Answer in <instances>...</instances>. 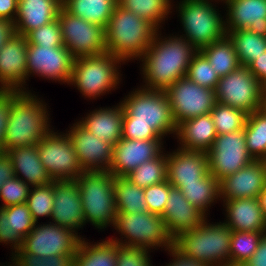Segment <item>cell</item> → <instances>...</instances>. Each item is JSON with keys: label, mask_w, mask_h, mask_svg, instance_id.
<instances>
[{"label": "cell", "mask_w": 266, "mask_h": 266, "mask_svg": "<svg viewBox=\"0 0 266 266\" xmlns=\"http://www.w3.org/2000/svg\"><path fill=\"white\" fill-rule=\"evenodd\" d=\"M123 107V139L162 140L175 133L177 124L165 91L142 88L121 102Z\"/></svg>", "instance_id": "6da1fadb"}, {"label": "cell", "mask_w": 266, "mask_h": 266, "mask_svg": "<svg viewBox=\"0 0 266 266\" xmlns=\"http://www.w3.org/2000/svg\"><path fill=\"white\" fill-rule=\"evenodd\" d=\"M159 37L157 32L140 60L143 62L144 88L165 91L187 75L189 64L198 51L185 38Z\"/></svg>", "instance_id": "7a4b0ae2"}, {"label": "cell", "mask_w": 266, "mask_h": 266, "mask_svg": "<svg viewBox=\"0 0 266 266\" xmlns=\"http://www.w3.org/2000/svg\"><path fill=\"white\" fill-rule=\"evenodd\" d=\"M36 95L17 91L11 97V108L3 142V152L12 148L37 145L52 129L48 124L49 114ZM48 114V115H47Z\"/></svg>", "instance_id": "3957f363"}, {"label": "cell", "mask_w": 266, "mask_h": 266, "mask_svg": "<svg viewBox=\"0 0 266 266\" xmlns=\"http://www.w3.org/2000/svg\"><path fill=\"white\" fill-rule=\"evenodd\" d=\"M158 29L149 21L119 5L105 28L106 53L121 61L141 58L155 38Z\"/></svg>", "instance_id": "277c9868"}, {"label": "cell", "mask_w": 266, "mask_h": 266, "mask_svg": "<svg viewBox=\"0 0 266 266\" xmlns=\"http://www.w3.org/2000/svg\"><path fill=\"white\" fill-rule=\"evenodd\" d=\"M231 236L232 229L225 222L210 224L205 218L200 226L176 236L173 246L206 266H228Z\"/></svg>", "instance_id": "5b68a950"}, {"label": "cell", "mask_w": 266, "mask_h": 266, "mask_svg": "<svg viewBox=\"0 0 266 266\" xmlns=\"http://www.w3.org/2000/svg\"><path fill=\"white\" fill-rule=\"evenodd\" d=\"M85 222L98 229L112 224L114 227L117 210L115 207V177L109 171H84L77 179Z\"/></svg>", "instance_id": "8992f818"}, {"label": "cell", "mask_w": 266, "mask_h": 266, "mask_svg": "<svg viewBox=\"0 0 266 266\" xmlns=\"http://www.w3.org/2000/svg\"><path fill=\"white\" fill-rule=\"evenodd\" d=\"M209 0H182L179 15L186 35L183 37L200 51L227 35L225 21Z\"/></svg>", "instance_id": "52a82bcc"}, {"label": "cell", "mask_w": 266, "mask_h": 266, "mask_svg": "<svg viewBox=\"0 0 266 266\" xmlns=\"http://www.w3.org/2000/svg\"><path fill=\"white\" fill-rule=\"evenodd\" d=\"M121 62L110 53L75 58L70 84L90 99L103 95L119 84L117 65Z\"/></svg>", "instance_id": "ba28073f"}, {"label": "cell", "mask_w": 266, "mask_h": 266, "mask_svg": "<svg viewBox=\"0 0 266 266\" xmlns=\"http://www.w3.org/2000/svg\"><path fill=\"white\" fill-rule=\"evenodd\" d=\"M114 227L126 238V242L117 237L116 240L110 239L120 245L150 250L160 246L167 250L173 246V238L167 232L163 218L148 211L134 214L117 213Z\"/></svg>", "instance_id": "9c48e42d"}, {"label": "cell", "mask_w": 266, "mask_h": 266, "mask_svg": "<svg viewBox=\"0 0 266 266\" xmlns=\"http://www.w3.org/2000/svg\"><path fill=\"white\" fill-rule=\"evenodd\" d=\"M215 95L217 102L247 114L266 106L265 87L246 66L240 65L235 71L221 77Z\"/></svg>", "instance_id": "30bf717a"}, {"label": "cell", "mask_w": 266, "mask_h": 266, "mask_svg": "<svg viewBox=\"0 0 266 266\" xmlns=\"http://www.w3.org/2000/svg\"><path fill=\"white\" fill-rule=\"evenodd\" d=\"M57 18L61 25L62 42L74 59L106 53L105 27L78 18L63 6Z\"/></svg>", "instance_id": "8fae6325"}, {"label": "cell", "mask_w": 266, "mask_h": 266, "mask_svg": "<svg viewBox=\"0 0 266 266\" xmlns=\"http://www.w3.org/2000/svg\"><path fill=\"white\" fill-rule=\"evenodd\" d=\"M59 134L51 130L36 145L41 163L53 181L76 180L84 170L68 134Z\"/></svg>", "instance_id": "7c38bea8"}, {"label": "cell", "mask_w": 266, "mask_h": 266, "mask_svg": "<svg viewBox=\"0 0 266 266\" xmlns=\"http://www.w3.org/2000/svg\"><path fill=\"white\" fill-rule=\"evenodd\" d=\"M165 92L177 126L188 119L210 113L217 102L215 90L200 86L186 76L175 81Z\"/></svg>", "instance_id": "4fadbf2b"}, {"label": "cell", "mask_w": 266, "mask_h": 266, "mask_svg": "<svg viewBox=\"0 0 266 266\" xmlns=\"http://www.w3.org/2000/svg\"><path fill=\"white\" fill-rule=\"evenodd\" d=\"M207 154L209 173L218 181L254 160L247 150L244 129L217 135Z\"/></svg>", "instance_id": "5bb4252c"}, {"label": "cell", "mask_w": 266, "mask_h": 266, "mask_svg": "<svg viewBox=\"0 0 266 266\" xmlns=\"http://www.w3.org/2000/svg\"><path fill=\"white\" fill-rule=\"evenodd\" d=\"M80 235L73 230L54 224L36 225L23 239L21 250L39 257L76 254Z\"/></svg>", "instance_id": "9a60e30c"}, {"label": "cell", "mask_w": 266, "mask_h": 266, "mask_svg": "<svg viewBox=\"0 0 266 266\" xmlns=\"http://www.w3.org/2000/svg\"><path fill=\"white\" fill-rule=\"evenodd\" d=\"M27 79L33 73L46 79L70 83L73 61L65 46L27 45Z\"/></svg>", "instance_id": "2e32d148"}, {"label": "cell", "mask_w": 266, "mask_h": 266, "mask_svg": "<svg viewBox=\"0 0 266 266\" xmlns=\"http://www.w3.org/2000/svg\"><path fill=\"white\" fill-rule=\"evenodd\" d=\"M68 131L79 164L84 171H109L113 145L94 136L79 122Z\"/></svg>", "instance_id": "e0dca14e"}, {"label": "cell", "mask_w": 266, "mask_h": 266, "mask_svg": "<svg viewBox=\"0 0 266 266\" xmlns=\"http://www.w3.org/2000/svg\"><path fill=\"white\" fill-rule=\"evenodd\" d=\"M162 140H131L121 138L113 146L109 172L125 177L142 163L158 157L163 151Z\"/></svg>", "instance_id": "ac0fdd59"}, {"label": "cell", "mask_w": 266, "mask_h": 266, "mask_svg": "<svg viewBox=\"0 0 266 266\" xmlns=\"http://www.w3.org/2000/svg\"><path fill=\"white\" fill-rule=\"evenodd\" d=\"M27 45L26 36L15 34L0 49V90H25Z\"/></svg>", "instance_id": "d6986e66"}, {"label": "cell", "mask_w": 266, "mask_h": 266, "mask_svg": "<svg viewBox=\"0 0 266 266\" xmlns=\"http://www.w3.org/2000/svg\"><path fill=\"white\" fill-rule=\"evenodd\" d=\"M266 185L265 160H253L237 172L219 181V198H258Z\"/></svg>", "instance_id": "ffe728a7"}, {"label": "cell", "mask_w": 266, "mask_h": 266, "mask_svg": "<svg viewBox=\"0 0 266 266\" xmlns=\"http://www.w3.org/2000/svg\"><path fill=\"white\" fill-rule=\"evenodd\" d=\"M54 201L52 221L74 232L86 222L82 210L79 185L76 180L53 181Z\"/></svg>", "instance_id": "44dd1931"}, {"label": "cell", "mask_w": 266, "mask_h": 266, "mask_svg": "<svg viewBox=\"0 0 266 266\" xmlns=\"http://www.w3.org/2000/svg\"><path fill=\"white\" fill-rule=\"evenodd\" d=\"M167 181L175 188L182 183H198L208 173V154L202 151L186 150L166 154Z\"/></svg>", "instance_id": "7402d4cb"}, {"label": "cell", "mask_w": 266, "mask_h": 266, "mask_svg": "<svg viewBox=\"0 0 266 266\" xmlns=\"http://www.w3.org/2000/svg\"><path fill=\"white\" fill-rule=\"evenodd\" d=\"M206 216L184 197L180 189L172 187L161 217L174 239L181 232L200 226Z\"/></svg>", "instance_id": "603a6c76"}, {"label": "cell", "mask_w": 266, "mask_h": 266, "mask_svg": "<svg viewBox=\"0 0 266 266\" xmlns=\"http://www.w3.org/2000/svg\"><path fill=\"white\" fill-rule=\"evenodd\" d=\"M226 32L248 29L266 37V0H229Z\"/></svg>", "instance_id": "cb8c5ba5"}, {"label": "cell", "mask_w": 266, "mask_h": 266, "mask_svg": "<svg viewBox=\"0 0 266 266\" xmlns=\"http://www.w3.org/2000/svg\"><path fill=\"white\" fill-rule=\"evenodd\" d=\"M62 0H18L14 20L16 34L26 36L30 31L57 19Z\"/></svg>", "instance_id": "d4e9b609"}, {"label": "cell", "mask_w": 266, "mask_h": 266, "mask_svg": "<svg viewBox=\"0 0 266 266\" xmlns=\"http://www.w3.org/2000/svg\"><path fill=\"white\" fill-rule=\"evenodd\" d=\"M227 212L225 222L232 231L266 232V216L258 198L223 200Z\"/></svg>", "instance_id": "484cf974"}, {"label": "cell", "mask_w": 266, "mask_h": 266, "mask_svg": "<svg viewBox=\"0 0 266 266\" xmlns=\"http://www.w3.org/2000/svg\"><path fill=\"white\" fill-rule=\"evenodd\" d=\"M177 138L181 148L207 153L217 137L211 114L188 119L177 126Z\"/></svg>", "instance_id": "4316f807"}, {"label": "cell", "mask_w": 266, "mask_h": 266, "mask_svg": "<svg viewBox=\"0 0 266 266\" xmlns=\"http://www.w3.org/2000/svg\"><path fill=\"white\" fill-rule=\"evenodd\" d=\"M79 123L100 140L111 143L113 146L122 138L123 107L101 108L89 113Z\"/></svg>", "instance_id": "83f0119b"}, {"label": "cell", "mask_w": 266, "mask_h": 266, "mask_svg": "<svg viewBox=\"0 0 266 266\" xmlns=\"http://www.w3.org/2000/svg\"><path fill=\"white\" fill-rule=\"evenodd\" d=\"M13 163L14 174L29 186L37 187L49 185L52 179L41 163L36 145L12 148L7 151ZM20 173V174H19Z\"/></svg>", "instance_id": "f1b7e54d"}, {"label": "cell", "mask_w": 266, "mask_h": 266, "mask_svg": "<svg viewBox=\"0 0 266 266\" xmlns=\"http://www.w3.org/2000/svg\"><path fill=\"white\" fill-rule=\"evenodd\" d=\"M81 238L76 254L73 258V266H116L117 243L103 240L98 244H90Z\"/></svg>", "instance_id": "f546056e"}, {"label": "cell", "mask_w": 266, "mask_h": 266, "mask_svg": "<svg viewBox=\"0 0 266 266\" xmlns=\"http://www.w3.org/2000/svg\"><path fill=\"white\" fill-rule=\"evenodd\" d=\"M116 5L117 0H62L69 13L105 28Z\"/></svg>", "instance_id": "4dcf8cb0"}, {"label": "cell", "mask_w": 266, "mask_h": 266, "mask_svg": "<svg viewBox=\"0 0 266 266\" xmlns=\"http://www.w3.org/2000/svg\"><path fill=\"white\" fill-rule=\"evenodd\" d=\"M200 52L208 59L220 78L240 66L234 44L228 35L202 48Z\"/></svg>", "instance_id": "1f68e13d"}, {"label": "cell", "mask_w": 266, "mask_h": 266, "mask_svg": "<svg viewBox=\"0 0 266 266\" xmlns=\"http://www.w3.org/2000/svg\"><path fill=\"white\" fill-rule=\"evenodd\" d=\"M244 134L248 153L254 160L266 159V106L247 115Z\"/></svg>", "instance_id": "d6a6232c"}, {"label": "cell", "mask_w": 266, "mask_h": 266, "mask_svg": "<svg viewBox=\"0 0 266 266\" xmlns=\"http://www.w3.org/2000/svg\"><path fill=\"white\" fill-rule=\"evenodd\" d=\"M115 207L117 213L147 212L143 188L131 183L125 177H115Z\"/></svg>", "instance_id": "836d02e7"}, {"label": "cell", "mask_w": 266, "mask_h": 266, "mask_svg": "<svg viewBox=\"0 0 266 266\" xmlns=\"http://www.w3.org/2000/svg\"><path fill=\"white\" fill-rule=\"evenodd\" d=\"M178 189L204 215L210 204L219 199V181L211 173L198 183H182Z\"/></svg>", "instance_id": "e575fe53"}, {"label": "cell", "mask_w": 266, "mask_h": 266, "mask_svg": "<svg viewBox=\"0 0 266 266\" xmlns=\"http://www.w3.org/2000/svg\"><path fill=\"white\" fill-rule=\"evenodd\" d=\"M227 35L234 44L238 62L241 66L247 67L257 57L266 52V37L248 29L229 31Z\"/></svg>", "instance_id": "d590c367"}, {"label": "cell", "mask_w": 266, "mask_h": 266, "mask_svg": "<svg viewBox=\"0 0 266 266\" xmlns=\"http://www.w3.org/2000/svg\"><path fill=\"white\" fill-rule=\"evenodd\" d=\"M117 5L149 21L158 30L172 8L170 0H117Z\"/></svg>", "instance_id": "8d00e7d4"}, {"label": "cell", "mask_w": 266, "mask_h": 266, "mask_svg": "<svg viewBox=\"0 0 266 266\" xmlns=\"http://www.w3.org/2000/svg\"><path fill=\"white\" fill-rule=\"evenodd\" d=\"M131 183L141 188L167 180V160L163 152L156 158L146 161L125 176Z\"/></svg>", "instance_id": "74e56055"}, {"label": "cell", "mask_w": 266, "mask_h": 266, "mask_svg": "<svg viewBox=\"0 0 266 266\" xmlns=\"http://www.w3.org/2000/svg\"><path fill=\"white\" fill-rule=\"evenodd\" d=\"M217 135L244 129L247 113L229 105L216 102L210 111Z\"/></svg>", "instance_id": "f35d334b"}, {"label": "cell", "mask_w": 266, "mask_h": 266, "mask_svg": "<svg viewBox=\"0 0 266 266\" xmlns=\"http://www.w3.org/2000/svg\"><path fill=\"white\" fill-rule=\"evenodd\" d=\"M266 232L232 231L230 242V264L247 262L257 250Z\"/></svg>", "instance_id": "ab89813d"}, {"label": "cell", "mask_w": 266, "mask_h": 266, "mask_svg": "<svg viewBox=\"0 0 266 266\" xmlns=\"http://www.w3.org/2000/svg\"><path fill=\"white\" fill-rule=\"evenodd\" d=\"M9 218L10 235L22 246L23 239L31 232L36 222L26 203L2 208Z\"/></svg>", "instance_id": "60d3db41"}, {"label": "cell", "mask_w": 266, "mask_h": 266, "mask_svg": "<svg viewBox=\"0 0 266 266\" xmlns=\"http://www.w3.org/2000/svg\"><path fill=\"white\" fill-rule=\"evenodd\" d=\"M33 188L34 190L30 189L26 204L37 224L40 217H51L54 201L53 181L49 185Z\"/></svg>", "instance_id": "b9f144b4"}, {"label": "cell", "mask_w": 266, "mask_h": 266, "mask_svg": "<svg viewBox=\"0 0 266 266\" xmlns=\"http://www.w3.org/2000/svg\"><path fill=\"white\" fill-rule=\"evenodd\" d=\"M186 77L192 82L212 90L216 89L220 79L208 59L200 51L193 56Z\"/></svg>", "instance_id": "7bdbcfd3"}, {"label": "cell", "mask_w": 266, "mask_h": 266, "mask_svg": "<svg viewBox=\"0 0 266 266\" xmlns=\"http://www.w3.org/2000/svg\"><path fill=\"white\" fill-rule=\"evenodd\" d=\"M12 254L13 264H9V266H73L75 255L64 254L39 257L32 253H24L21 249Z\"/></svg>", "instance_id": "ee69618b"}, {"label": "cell", "mask_w": 266, "mask_h": 266, "mask_svg": "<svg viewBox=\"0 0 266 266\" xmlns=\"http://www.w3.org/2000/svg\"><path fill=\"white\" fill-rule=\"evenodd\" d=\"M26 38L28 45L64 46L58 18L47 25L30 31Z\"/></svg>", "instance_id": "f6af8a7d"}, {"label": "cell", "mask_w": 266, "mask_h": 266, "mask_svg": "<svg viewBox=\"0 0 266 266\" xmlns=\"http://www.w3.org/2000/svg\"><path fill=\"white\" fill-rule=\"evenodd\" d=\"M30 187L20 178L14 176L8 179L0 188V198L3 201L2 207L26 203L29 196Z\"/></svg>", "instance_id": "bcb514c9"}, {"label": "cell", "mask_w": 266, "mask_h": 266, "mask_svg": "<svg viewBox=\"0 0 266 266\" xmlns=\"http://www.w3.org/2000/svg\"><path fill=\"white\" fill-rule=\"evenodd\" d=\"M172 187L166 180L143 188L148 212L162 216Z\"/></svg>", "instance_id": "7dc6e473"}, {"label": "cell", "mask_w": 266, "mask_h": 266, "mask_svg": "<svg viewBox=\"0 0 266 266\" xmlns=\"http://www.w3.org/2000/svg\"><path fill=\"white\" fill-rule=\"evenodd\" d=\"M148 249L117 244L116 266H151Z\"/></svg>", "instance_id": "c3c4849f"}, {"label": "cell", "mask_w": 266, "mask_h": 266, "mask_svg": "<svg viewBox=\"0 0 266 266\" xmlns=\"http://www.w3.org/2000/svg\"><path fill=\"white\" fill-rule=\"evenodd\" d=\"M16 92V90H0V150L2 152L6 125L10 115L11 97Z\"/></svg>", "instance_id": "681fc988"}, {"label": "cell", "mask_w": 266, "mask_h": 266, "mask_svg": "<svg viewBox=\"0 0 266 266\" xmlns=\"http://www.w3.org/2000/svg\"><path fill=\"white\" fill-rule=\"evenodd\" d=\"M0 242L13 245L14 252L21 249V245L10 235L9 218L6 212L0 208Z\"/></svg>", "instance_id": "f907efd6"}, {"label": "cell", "mask_w": 266, "mask_h": 266, "mask_svg": "<svg viewBox=\"0 0 266 266\" xmlns=\"http://www.w3.org/2000/svg\"><path fill=\"white\" fill-rule=\"evenodd\" d=\"M247 67L256 79L266 87V52L257 57Z\"/></svg>", "instance_id": "816d5d0a"}, {"label": "cell", "mask_w": 266, "mask_h": 266, "mask_svg": "<svg viewBox=\"0 0 266 266\" xmlns=\"http://www.w3.org/2000/svg\"><path fill=\"white\" fill-rule=\"evenodd\" d=\"M15 176L11 157L7 152L0 151V188Z\"/></svg>", "instance_id": "f5cc1de1"}, {"label": "cell", "mask_w": 266, "mask_h": 266, "mask_svg": "<svg viewBox=\"0 0 266 266\" xmlns=\"http://www.w3.org/2000/svg\"><path fill=\"white\" fill-rule=\"evenodd\" d=\"M167 250L171 253L173 257V262L169 263L166 266H206L200 261L194 260L193 258H189L186 255H183L174 246L169 247Z\"/></svg>", "instance_id": "db71d44e"}, {"label": "cell", "mask_w": 266, "mask_h": 266, "mask_svg": "<svg viewBox=\"0 0 266 266\" xmlns=\"http://www.w3.org/2000/svg\"><path fill=\"white\" fill-rule=\"evenodd\" d=\"M245 264L248 266H266V233L262 236L253 256Z\"/></svg>", "instance_id": "11a10c76"}, {"label": "cell", "mask_w": 266, "mask_h": 266, "mask_svg": "<svg viewBox=\"0 0 266 266\" xmlns=\"http://www.w3.org/2000/svg\"><path fill=\"white\" fill-rule=\"evenodd\" d=\"M16 34L15 22L0 18V49Z\"/></svg>", "instance_id": "9f6ffc18"}, {"label": "cell", "mask_w": 266, "mask_h": 266, "mask_svg": "<svg viewBox=\"0 0 266 266\" xmlns=\"http://www.w3.org/2000/svg\"><path fill=\"white\" fill-rule=\"evenodd\" d=\"M18 0H0V18L15 20L17 15Z\"/></svg>", "instance_id": "6f0895ef"}, {"label": "cell", "mask_w": 266, "mask_h": 266, "mask_svg": "<svg viewBox=\"0 0 266 266\" xmlns=\"http://www.w3.org/2000/svg\"><path fill=\"white\" fill-rule=\"evenodd\" d=\"M258 199H259V203L262 208V211L264 212V215L266 216V185L263 188V190L259 193Z\"/></svg>", "instance_id": "680465c9"}, {"label": "cell", "mask_w": 266, "mask_h": 266, "mask_svg": "<svg viewBox=\"0 0 266 266\" xmlns=\"http://www.w3.org/2000/svg\"><path fill=\"white\" fill-rule=\"evenodd\" d=\"M228 266H248L245 263L229 264Z\"/></svg>", "instance_id": "91938a15"}]
</instances>
